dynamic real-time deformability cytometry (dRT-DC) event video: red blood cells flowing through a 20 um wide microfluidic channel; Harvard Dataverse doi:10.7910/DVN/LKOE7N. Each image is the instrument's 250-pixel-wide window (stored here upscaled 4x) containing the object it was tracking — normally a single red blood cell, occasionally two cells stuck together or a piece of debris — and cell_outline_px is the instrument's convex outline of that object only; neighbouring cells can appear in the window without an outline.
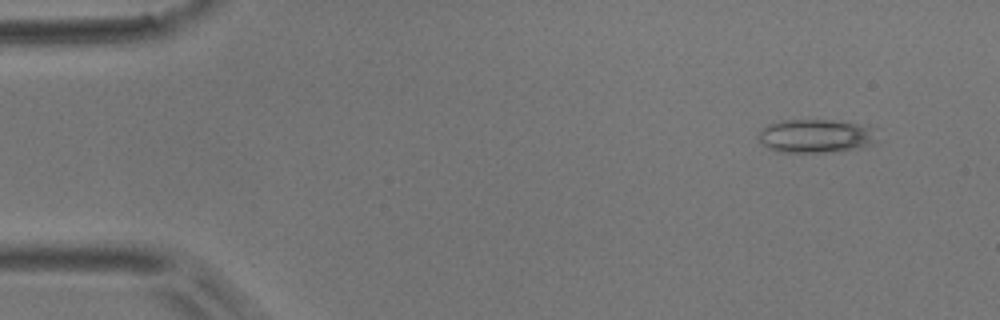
{"species": "common noctule bat (a hibernating species)", "species_latin": "Nyctalus noctula", "temperature_condition": "room temperature", "stored_images_in_passage": 3, "camera_frame_rate_fps": 3000, "um_per_image_px": 0.085, "animal": {"sex": "male", "body_mass_g": 17.9}, "frame": {"image": 1, "passage_image": 2, "time_ms": 1.0, "image_size_px": [1000, 320], "cell_outline_px": [[880, 140], [872, 144], [860, 148], [840, 152], [780, 152], [768, 148], [760, 140], [760, 128], [768, 124], [780, 120], [832, 120], [856, 124], [876, 128]], "centroid_in_image_um": [69.42, 11.57], "position_along_channel_um": 15.6, "area_um2": 23.58}}